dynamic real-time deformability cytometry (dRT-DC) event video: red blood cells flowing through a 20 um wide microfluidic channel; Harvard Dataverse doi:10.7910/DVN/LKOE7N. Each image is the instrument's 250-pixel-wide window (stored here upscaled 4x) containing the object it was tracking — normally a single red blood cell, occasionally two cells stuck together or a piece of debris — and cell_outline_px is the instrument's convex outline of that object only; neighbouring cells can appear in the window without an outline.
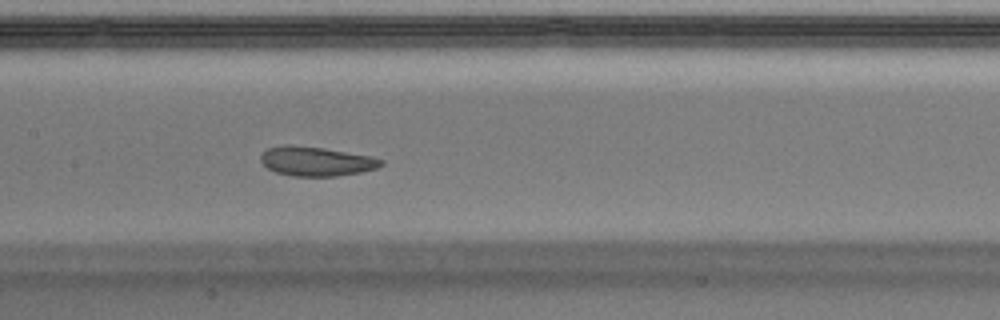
{"species": "Egyptian fruit bat (a non-hibernating species)", "species_latin": "Rousettus aegyptiacus", "temperature_condition": "warm", "stored_images_in_passage": 50, "camera_frame_rate_fps": 3000, "um_per_image_px": 0.085, "animal": {"sex": "male"}, "frame": {"image": 1, "passage_image": 25, "time_ms": 8.0, "image_size_px": [1000, 320], "cell_outline_px": [[384, 164], [376, 168], [360, 172], [336, 176], [292, 176], [276, 172], [268, 168], [260, 160], [260, 156], [268, 148], [284, 144], [324, 148], [372, 156], [384, 160]], "centroid_in_image_um": [26.89, 13.71], "position_along_channel_um": 180.5, "area_um2": 20.52}}
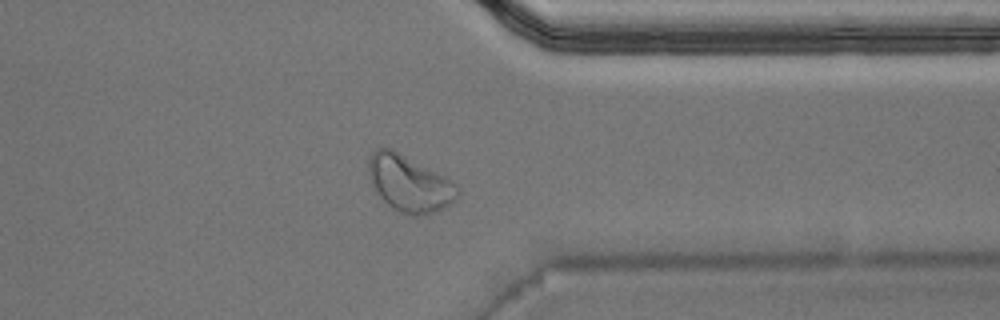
{"frame": {"image": 2, "passage_image": 40, "time_ms": 13.0, "image_size_px": [1000, 320], "cell_outline_px": [[460, 196], [456, 200], [444, 208], [432, 212], [416, 216], [412, 216], [400, 212], [392, 208], [372, 188], [368, 172], [368, 164], [372, 152], [376, 148], [392, 148], [452, 180], [456, 184], [460, 192]], "centroid_in_image_um": [34.8, 15.6], "position_along_channel_um": 376.6, "area_um2": 29.3}}
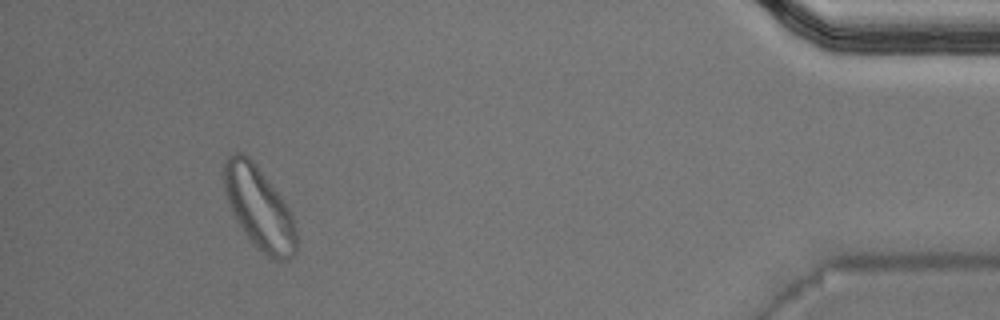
{"frame": {"image": 3, "passage_image": 47, "time_ms": 15.333, "image_size_px": [1000, 320], "cell_outline_px": [[296, 252], [288, 260], [268, 260], [252, 244], [236, 220], [232, 212], [224, 192], [224, 164], [228, 156], [232, 152], [244, 152], [252, 160], [280, 196], [288, 208], [292, 216], [296, 228]], "centroid_in_image_um": [22.01, 17.72], "position_along_channel_um": 413.2, "area_um2": 34.74}, "authors_computed_cell_mechanics": {"area_um2": 22.0218, "velocity_mm_per_s": 4.0142, "shape_relaxation_time_tau1_ms": 10.744, "shape_relaxation_time_tau2_ms": 3.947, "deformation_change_tau1": 0.1888, "deformation_change_tau2": 0.0851}}